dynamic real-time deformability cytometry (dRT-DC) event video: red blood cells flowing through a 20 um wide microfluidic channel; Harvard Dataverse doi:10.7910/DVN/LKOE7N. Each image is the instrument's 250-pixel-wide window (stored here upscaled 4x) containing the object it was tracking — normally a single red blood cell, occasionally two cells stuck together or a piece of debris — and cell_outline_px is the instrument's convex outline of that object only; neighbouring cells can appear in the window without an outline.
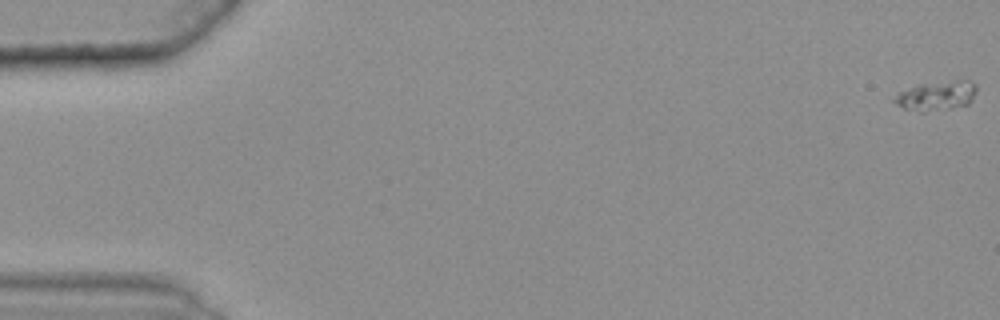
{"species": "common noctule bat (a hibernating species)", "species_latin": "Nyctalus noctula", "temperature_condition": "warm", "stored_images_in_passage": 52, "camera_frame_rate_fps": 3000, "um_per_image_px": 0.085, "animal": {"sex": "female", "body_mass_g": 25.1}, "frame": {"image": 1, "passage_image": 1, "time_ms": 0.0, "image_size_px": [1000, 320], "cell_outline_px": [[976, 92], [972, 100], [968, 104], [948, 108], [924, 112], [920, 112], [904, 108], [892, 100], [900, 92], [920, 84], [956, 80], [972, 80], [976, 84]], "centroid_in_image_um": [79.65, 8.13], "position_along_channel_um": 5.4, "area_um2": 13.87}}
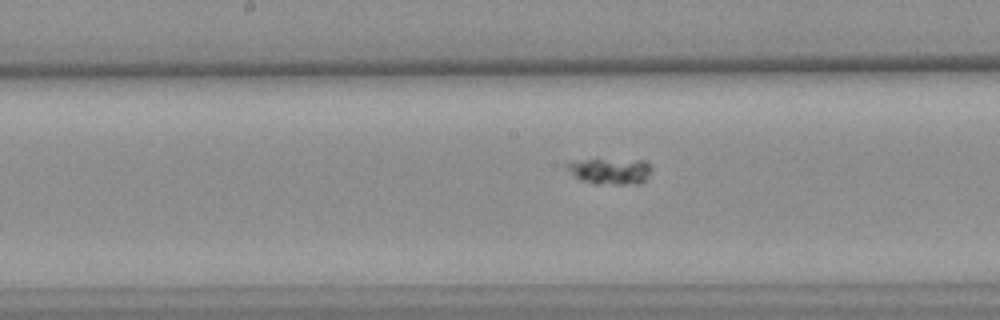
{"frame": {"image": 2, "passage_image": 30, "time_ms": 9.667, "image_size_px": [1000, 320], "cell_outline_px": [[652, 168], [648, 176], [640, 184], [596, 184], [580, 180], [568, 168], [568, 164], [588, 160], [644, 160], [652, 164]], "centroid_in_image_um": [52.0, 14.57], "position_along_channel_um": 196.2, "area_um2": 12.48}}
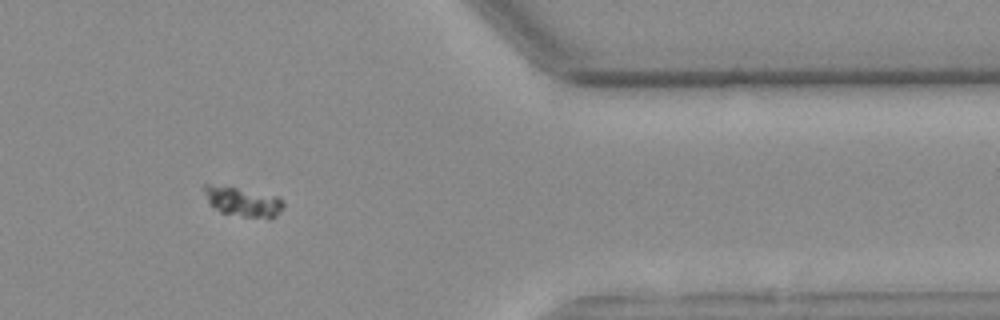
{"frame": {"image": 3, "passage_image": 48, "time_ms": 15.667, "image_size_px": [1000, 320], "cell_outline_px": [[284, 204], [276, 216], [268, 220], [220, 212], [208, 204], [204, 188], [204, 184], [208, 184], [236, 188], [276, 196], [284, 200]], "centroid_in_image_um": [20.66, 17.17], "position_along_channel_um": 390.7, "area_um2": 13.47}}